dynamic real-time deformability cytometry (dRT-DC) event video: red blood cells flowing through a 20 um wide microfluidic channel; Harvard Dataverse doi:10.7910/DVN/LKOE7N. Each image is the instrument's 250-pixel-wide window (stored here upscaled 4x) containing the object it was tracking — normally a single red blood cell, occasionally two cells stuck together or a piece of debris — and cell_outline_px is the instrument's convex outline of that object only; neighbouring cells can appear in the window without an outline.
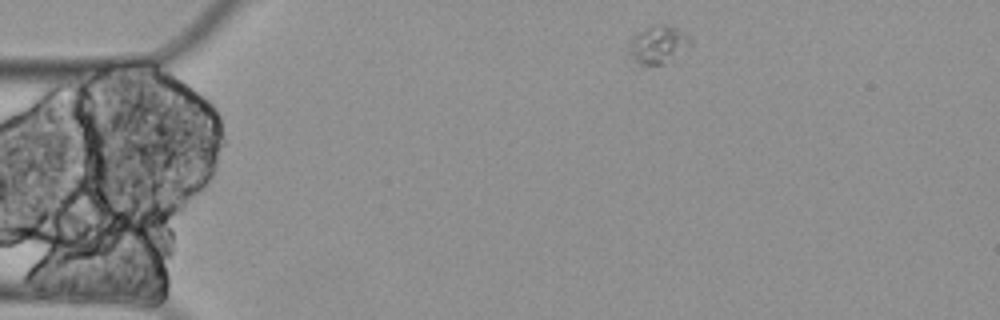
{"species": "Egyptian fruit bat (a non-hibernating species)", "species_latin": "Rousettus aegyptiacus", "temperature_condition": "cold", "stored_images_in_passage": 3, "camera_frame_rate_fps": 3000, "um_per_image_px": 0.085, "animal": {"sex": "female"}, "frame": {"image": 1, "passage_image": 1, "time_ms": 0.0, "image_size_px": [1000, 320], "cell_outline_px": [[692, 44], [664, 64], [644, 68], [628, 52], [628, 40], [636, 32], [652, 24], [668, 24], [692, 36]], "centroid_in_image_um": [55.91, 3.78], "position_along_channel_um": 29.1, "area_um2": 14.1}}